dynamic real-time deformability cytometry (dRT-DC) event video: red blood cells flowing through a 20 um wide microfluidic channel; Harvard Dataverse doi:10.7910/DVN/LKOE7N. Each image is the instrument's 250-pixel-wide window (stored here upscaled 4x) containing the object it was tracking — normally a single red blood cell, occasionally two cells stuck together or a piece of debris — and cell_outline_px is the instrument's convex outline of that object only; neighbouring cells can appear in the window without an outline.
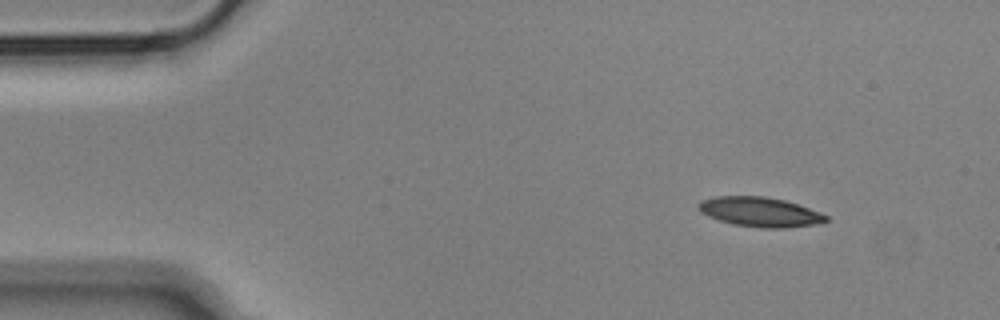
{"species": "Egyptian fruit bat (a non-hibernating species)", "species_latin": "Rousettus aegyptiacus", "temperature_condition": "cold", "stored_images_in_passage": 9, "camera_frame_rate_fps": 3000, "um_per_image_px": 0.085, "animal": {"sex": "male"}, "frame": {"image": 1, "passage_image": 1, "time_ms": 0.0, "image_size_px": [1000, 320], "cell_outline_px": [[828, 220], [812, 224], [784, 228], [760, 228], [732, 224], [708, 216], [700, 212], [696, 208], [696, 204], [700, 200], [716, 196], [764, 196], [784, 200], [820, 212], [828, 216]], "centroid_in_image_um": [64.52, 18.01], "position_along_channel_um": 20.5, "area_um2": 21.96}}